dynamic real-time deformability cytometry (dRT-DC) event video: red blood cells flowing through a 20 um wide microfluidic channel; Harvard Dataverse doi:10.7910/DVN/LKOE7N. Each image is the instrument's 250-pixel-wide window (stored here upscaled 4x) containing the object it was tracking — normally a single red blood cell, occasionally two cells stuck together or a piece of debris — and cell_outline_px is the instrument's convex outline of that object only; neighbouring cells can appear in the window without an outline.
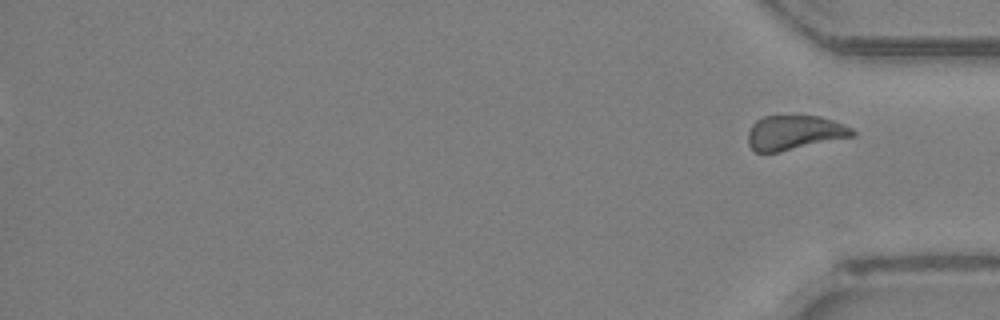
{"species": "Egyptian fruit bat (a non-hibernating species)", "species_latin": "Rousettus aegyptiacus", "temperature_condition": "room temperature", "stored_images_in_passage": 42, "segment_of_instrument_passage": [2, 2], "camera_frame_rate_fps": 3000, "um_per_image_px": 0.085, "animal": {"sex": "female"}, "frame": {"image": 1, "passage_image": 42, "time_ms": 13.667, "image_size_px": [1000, 320], "cell_outline_px": [[856, 136], [776, 152], [756, 152], [748, 144], [748, 132], [752, 124], [756, 120], [764, 116], [820, 116], [844, 124], [852, 128], [856, 132]], "centroid_in_image_um": [67.54, 11.26], "position_along_channel_um": 367.7, "area_um2": 20.92}}